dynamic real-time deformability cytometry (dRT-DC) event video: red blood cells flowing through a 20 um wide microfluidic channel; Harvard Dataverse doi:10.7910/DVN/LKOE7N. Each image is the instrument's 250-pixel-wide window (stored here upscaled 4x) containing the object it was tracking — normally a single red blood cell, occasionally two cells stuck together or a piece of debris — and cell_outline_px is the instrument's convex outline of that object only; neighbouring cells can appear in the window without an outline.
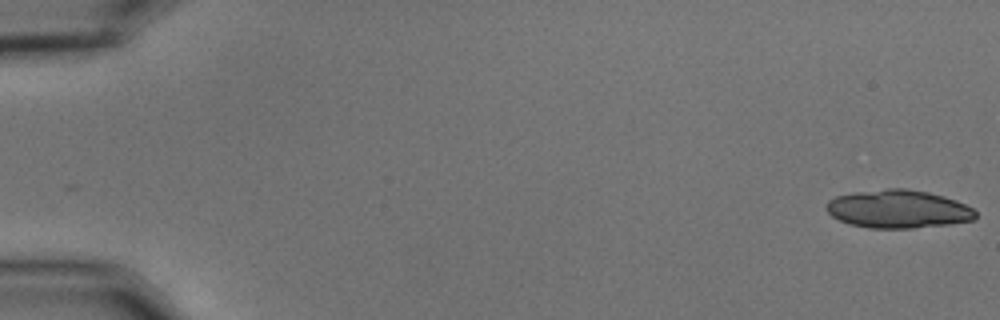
{"species": "common noctule bat (a hibernating species)", "species_latin": "Nyctalus noctula", "temperature_condition": "cold", "stored_images_in_passage": 23, "camera_frame_rate_fps": 3000, "um_per_image_px": 0.085, "animal": {"sex": "male", "body_mass_g": 15.6}, "frame": {"image": 1, "passage_image": 1, "time_ms": 0.0, "image_size_px": [1000, 320], "cell_outline_px": [[976, 216], [972, 220], [948, 224], [912, 228], [868, 228], [848, 224], [832, 216], [828, 212], [828, 200], [836, 196], [852, 192], [888, 188], [904, 188], [928, 192], [944, 196], [956, 200], [972, 208], [976, 212]], "centroid_in_image_um": [76.33, 17.76], "position_along_channel_um": 8.7, "area_um2": 33.12}}
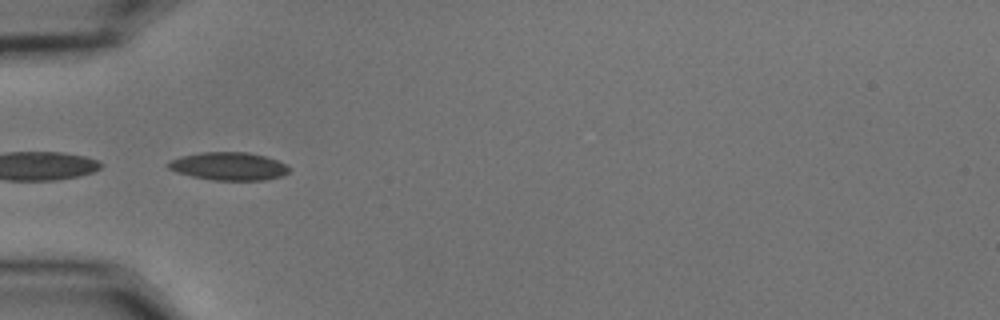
{"frame": {"image": 2, "passage_image": 19, "time_ms": 6.0, "image_size_px": [1000, 320], "cell_outline_px": [[288, 172], [280, 176], [264, 180], [212, 180], [192, 176], [176, 172], [168, 168], [164, 164], [168, 160], [180, 156], [200, 152], [248, 152], [264, 156], [288, 164]], "centroid_in_image_um": [19.37, 14.12], "position_along_channel_um": 65.6, "area_um2": 19.83}}